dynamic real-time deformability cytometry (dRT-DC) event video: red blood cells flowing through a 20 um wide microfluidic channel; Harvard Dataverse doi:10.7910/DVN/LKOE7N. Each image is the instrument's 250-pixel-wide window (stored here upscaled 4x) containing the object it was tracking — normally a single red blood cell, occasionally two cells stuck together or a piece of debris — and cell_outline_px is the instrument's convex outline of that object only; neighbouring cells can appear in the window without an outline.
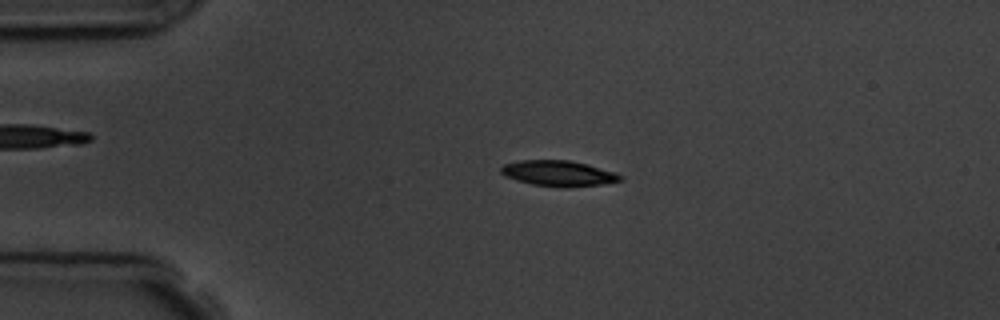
{"species": "common noctule bat (a hibernating species)", "species_latin": "Nyctalus noctula", "temperature_condition": "room temperature", "stored_images_in_passage": 4, "camera_frame_rate_fps": 3000, "um_per_image_px": 0.085, "animal": {"sex": "male", "body_mass_g": 19.5, "forearm_length_mm": 54.6}, "frame": {"image": 1, "passage_image": 3, "time_ms": 2.333, "image_size_px": [1000, 320], "cell_outline_px": [[624, 176], [620, 180], [604, 184], [568, 188], [564, 188], [532, 184], [516, 180], [504, 176], [500, 172], [500, 168], [504, 164], [520, 160], [568, 160], [588, 164], [616, 172]], "centroid_in_image_um": [47.48, 14.74], "position_along_channel_um": 37.5, "area_um2": 18.03}}